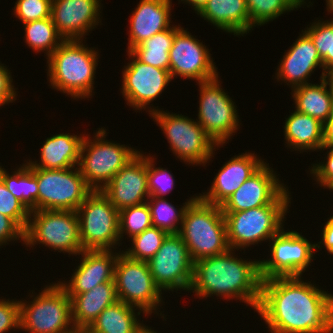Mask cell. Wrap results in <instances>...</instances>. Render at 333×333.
Listing matches in <instances>:
<instances>
[{"instance_id": "cell-2", "label": "cell", "mask_w": 333, "mask_h": 333, "mask_svg": "<svg viewBox=\"0 0 333 333\" xmlns=\"http://www.w3.org/2000/svg\"><path fill=\"white\" fill-rule=\"evenodd\" d=\"M235 249L194 262L190 294L199 299L221 297L236 299L256 311L261 292L259 260L236 256ZM240 257V258H239Z\"/></svg>"}, {"instance_id": "cell-43", "label": "cell", "mask_w": 333, "mask_h": 333, "mask_svg": "<svg viewBox=\"0 0 333 333\" xmlns=\"http://www.w3.org/2000/svg\"><path fill=\"white\" fill-rule=\"evenodd\" d=\"M20 330V304L15 299H0V333Z\"/></svg>"}, {"instance_id": "cell-30", "label": "cell", "mask_w": 333, "mask_h": 333, "mask_svg": "<svg viewBox=\"0 0 333 333\" xmlns=\"http://www.w3.org/2000/svg\"><path fill=\"white\" fill-rule=\"evenodd\" d=\"M141 313L145 317L140 309L117 301L98 315L88 333H135L143 324L138 317Z\"/></svg>"}, {"instance_id": "cell-22", "label": "cell", "mask_w": 333, "mask_h": 333, "mask_svg": "<svg viewBox=\"0 0 333 333\" xmlns=\"http://www.w3.org/2000/svg\"><path fill=\"white\" fill-rule=\"evenodd\" d=\"M115 250H84L79 254L80 263L76 265L71 279L58 281L68 295H77L92 290L98 284L114 282V269L118 255Z\"/></svg>"}, {"instance_id": "cell-21", "label": "cell", "mask_w": 333, "mask_h": 333, "mask_svg": "<svg viewBox=\"0 0 333 333\" xmlns=\"http://www.w3.org/2000/svg\"><path fill=\"white\" fill-rule=\"evenodd\" d=\"M282 57L274 78L286 83L291 90L310 83L309 77L318 66L322 70L320 79L328 76L313 40L304 30Z\"/></svg>"}, {"instance_id": "cell-3", "label": "cell", "mask_w": 333, "mask_h": 333, "mask_svg": "<svg viewBox=\"0 0 333 333\" xmlns=\"http://www.w3.org/2000/svg\"><path fill=\"white\" fill-rule=\"evenodd\" d=\"M83 40H64L46 58L49 86L76 101L89 100L94 95V78L100 57L99 51L85 45Z\"/></svg>"}, {"instance_id": "cell-11", "label": "cell", "mask_w": 333, "mask_h": 333, "mask_svg": "<svg viewBox=\"0 0 333 333\" xmlns=\"http://www.w3.org/2000/svg\"><path fill=\"white\" fill-rule=\"evenodd\" d=\"M220 76L199 82V108L196 121L216 145L221 147L240 129L238 107L221 86ZM223 88V89H222Z\"/></svg>"}, {"instance_id": "cell-45", "label": "cell", "mask_w": 333, "mask_h": 333, "mask_svg": "<svg viewBox=\"0 0 333 333\" xmlns=\"http://www.w3.org/2000/svg\"><path fill=\"white\" fill-rule=\"evenodd\" d=\"M18 240L24 244V231L11 218L0 213V247Z\"/></svg>"}, {"instance_id": "cell-38", "label": "cell", "mask_w": 333, "mask_h": 333, "mask_svg": "<svg viewBox=\"0 0 333 333\" xmlns=\"http://www.w3.org/2000/svg\"><path fill=\"white\" fill-rule=\"evenodd\" d=\"M153 226L150 209L147 202L123 208L119 211V239L120 245L123 242V236L127 239L140 234L147 228Z\"/></svg>"}, {"instance_id": "cell-19", "label": "cell", "mask_w": 333, "mask_h": 333, "mask_svg": "<svg viewBox=\"0 0 333 333\" xmlns=\"http://www.w3.org/2000/svg\"><path fill=\"white\" fill-rule=\"evenodd\" d=\"M102 0H52L51 19L64 40H82L102 24ZM101 16V18H100Z\"/></svg>"}, {"instance_id": "cell-29", "label": "cell", "mask_w": 333, "mask_h": 333, "mask_svg": "<svg viewBox=\"0 0 333 333\" xmlns=\"http://www.w3.org/2000/svg\"><path fill=\"white\" fill-rule=\"evenodd\" d=\"M282 127L287 149L318 152L324 146L323 123L312 116L294 110Z\"/></svg>"}, {"instance_id": "cell-28", "label": "cell", "mask_w": 333, "mask_h": 333, "mask_svg": "<svg viewBox=\"0 0 333 333\" xmlns=\"http://www.w3.org/2000/svg\"><path fill=\"white\" fill-rule=\"evenodd\" d=\"M290 93L296 111L312 116L323 124L333 113V76L320 79L319 84H304Z\"/></svg>"}, {"instance_id": "cell-35", "label": "cell", "mask_w": 333, "mask_h": 333, "mask_svg": "<svg viewBox=\"0 0 333 333\" xmlns=\"http://www.w3.org/2000/svg\"><path fill=\"white\" fill-rule=\"evenodd\" d=\"M194 195L182 203L181 208H175L166 198L149 197L146 201L152 218V225L165 231L168 234H179L184 212L189 203L194 199Z\"/></svg>"}, {"instance_id": "cell-5", "label": "cell", "mask_w": 333, "mask_h": 333, "mask_svg": "<svg viewBox=\"0 0 333 333\" xmlns=\"http://www.w3.org/2000/svg\"><path fill=\"white\" fill-rule=\"evenodd\" d=\"M288 189L269 205L239 212H223L230 249L242 251L251 245L268 242L283 228L292 198Z\"/></svg>"}, {"instance_id": "cell-26", "label": "cell", "mask_w": 333, "mask_h": 333, "mask_svg": "<svg viewBox=\"0 0 333 333\" xmlns=\"http://www.w3.org/2000/svg\"><path fill=\"white\" fill-rule=\"evenodd\" d=\"M197 15L234 37H241L250 32L246 0H208Z\"/></svg>"}, {"instance_id": "cell-13", "label": "cell", "mask_w": 333, "mask_h": 333, "mask_svg": "<svg viewBox=\"0 0 333 333\" xmlns=\"http://www.w3.org/2000/svg\"><path fill=\"white\" fill-rule=\"evenodd\" d=\"M268 244H270V258L259 259L262 280L302 276L315 260L313 259L316 252L315 243H311L297 231H285L283 227Z\"/></svg>"}, {"instance_id": "cell-25", "label": "cell", "mask_w": 333, "mask_h": 333, "mask_svg": "<svg viewBox=\"0 0 333 333\" xmlns=\"http://www.w3.org/2000/svg\"><path fill=\"white\" fill-rule=\"evenodd\" d=\"M85 134L59 133L45 139L38 161L25 160L29 168L46 170L67 169L78 166Z\"/></svg>"}, {"instance_id": "cell-31", "label": "cell", "mask_w": 333, "mask_h": 333, "mask_svg": "<svg viewBox=\"0 0 333 333\" xmlns=\"http://www.w3.org/2000/svg\"><path fill=\"white\" fill-rule=\"evenodd\" d=\"M182 28L172 25L169 29L156 33L151 38L133 47L130 52L141 62L169 70V51L173 45L175 34Z\"/></svg>"}, {"instance_id": "cell-12", "label": "cell", "mask_w": 333, "mask_h": 333, "mask_svg": "<svg viewBox=\"0 0 333 333\" xmlns=\"http://www.w3.org/2000/svg\"><path fill=\"white\" fill-rule=\"evenodd\" d=\"M76 211L84 250L118 251L119 211L101 191L93 190Z\"/></svg>"}, {"instance_id": "cell-17", "label": "cell", "mask_w": 333, "mask_h": 333, "mask_svg": "<svg viewBox=\"0 0 333 333\" xmlns=\"http://www.w3.org/2000/svg\"><path fill=\"white\" fill-rule=\"evenodd\" d=\"M183 27L175 34L169 51V72L172 80L178 77L196 83L219 75L210 49Z\"/></svg>"}, {"instance_id": "cell-14", "label": "cell", "mask_w": 333, "mask_h": 333, "mask_svg": "<svg viewBox=\"0 0 333 333\" xmlns=\"http://www.w3.org/2000/svg\"><path fill=\"white\" fill-rule=\"evenodd\" d=\"M29 169L37 177L38 210L76 211L93 191L86 184L78 166L55 170Z\"/></svg>"}, {"instance_id": "cell-50", "label": "cell", "mask_w": 333, "mask_h": 333, "mask_svg": "<svg viewBox=\"0 0 333 333\" xmlns=\"http://www.w3.org/2000/svg\"><path fill=\"white\" fill-rule=\"evenodd\" d=\"M326 9L328 13L333 14V0H326Z\"/></svg>"}, {"instance_id": "cell-15", "label": "cell", "mask_w": 333, "mask_h": 333, "mask_svg": "<svg viewBox=\"0 0 333 333\" xmlns=\"http://www.w3.org/2000/svg\"><path fill=\"white\" fill-rule=\"evenodd\" d=\"M130 59L122 69V93L126 105L133 110L146 111L151 114L160 108L152 103L165 91L172 81L169 70L160 69L139 61L130 51ZM152 105V106H151Z\"/></svg>"}, {"instance_id": "cell-7", "label": "cell", "mask_w": 333, "mask_h": 333, "mask_svg": "<svg viewBox=\"0 0 333 333\" xmlns=\"http://www.w3.org/2000/svg\"><path fill=\"white\" fill-rule=\"evenodd\" d=\"M157 126L166 137L170 151L187 165L206 167L214 157L217 148L200 124L188 116L159 109L151 113Z\"/></svg>"}, {"instance_id": "cell-23", "label": "cell", "mask_w": 333, "mask_h": 333, "mask_svg": "<svg viewBox=\"0 0 333 333\" xmlns=\"http://www.w3.org/2000/svg\"><path fill=\"white\" fill-rule=\"evenodd\" d=\"M255 153H239L218 170L207 192L199 197L210 204L221 206L239 187L251 177L265 162Z\"/></svg>"}, {"instance_id": "cell-49", "label": "cell", "mask_w": 333, "mask_h": 333, "mask_svg": "<svg viewBox=\"0 0 333 333\" xmlns=\"http://www.w3.org/2000/svg\"><path fill=\"white\" fill-rule=\"evenodd\" d=\"M154 328L146 326L144 323L135 333H158V331L153 330Z\"/></svg>"}, {"instance_id": "cell-24", "label": "cell", "mask_w": 333, "mask_h": 333, "mask_svg": "<svg viewBox=\"0 0 333 333\" xmlns=\"http://www.w3.org/2000/svg\"><path fill=\"white\" fill-rule=\"evenodd\" d=\"M172 0H140L129 16V35L126 52L151 38L156 33L169 29Z\"/></svg>"}, {"instance_id": "cell-46", "label": "cell", "mask_w": 333, "mask_h": 333, "mask_svg": "<svg viewBox=\"0 0 333 333\" xmlns=\"http://www.w3.org/2000/svg\"><path fill=\"white\" fill-rule=\"evenodd\" d=\"M322 228L321 240L315 243L316 252L317 250L325 249L329 255L333 254V215L327 219Z\"/></svg>"}, {"instance_id": "cell-20", "label": "cell", "mask_w": 333, "mask_h": 333, "mask_svg": "<svg viewBox=\"0 0 333 333\" xmlns=\"http://www.w3.org/2000/svg\"><path fill=\"white\" fill-rule=\"evenodd\" d=\"M287 186L269 163H264L221 206L222 212H239L271 204Z\"/></svg>"}, {"instance_id": "cell-32", "label": "cell", "mask_w": 333, "mask_h": 333, "mask_svg": "<svg viewBox=\"0 0 333 333\" xmlns=\"http://www.w3.org/2000/svg\"><path fill=\"white\" fill-rule=\"evenodd\" d=\"M15 169L8 173L9 171L0 165V179L7 190L19 199L29 211H37L39 191L37 177L29 169L27 163H23Z\"/></svg>"}, {"instance_id": "cell-6", "label": "cell", "mask_w": 333, "mask_h": 333, "mask_svg": "<svg viewBox=\"0 0 333 333\" xmlns=\"http://www.w3.org/2000/svg\"><path fill=\"white\" fill-rule=\"evenodd\" d=\"M49 284L39 294L35 290L30 291L28 297L33 298L32 301L29 298L28 301L19 300L20 330L29 333H68L75 328L70 297L58 282Z\"/></svg>"}, {"instance_id": "cell-51", "label": "cell", "mask_w": 333, "mask_h": 333, "mask_svg": "<svg viewBox=\"0 0 333 333\" xmlns=\"http://www.w3.org/2000/svg\"><path fill=\"white\" fill-rule=\"evenodd\" d=\"M68 333H86V329L74 328Z\"/></svg>"}, {"instance_id": "cell-37", "label": "cell", "mask_w": 333, "mask_h": 333, "mask_svg": "<svg viewBox=\"0 0 333 333\" xmlns=\"http://www.w3.org/2000/svg\"><path fill=\"white\" fill-rule=\"evenodd\" d=\"M305 28L304 31L313 40L322 59L325 73L333 76V18L325 21L323 18L318 21L314 20L309 27Z\"/></svg>"}, {"instance_id": "cell-10", "label": "cell", "mask_w": 333, "mask_h": 333, "mask_svg": "<svg viewBox=\"0 0 333 333\" xmlns=\"http://www.w3.org/2000/svg\"><path fill=\"white\" fill-rule=\"evenodd\" d=\"M114 282L118 301L140 309L146 316L160 314L164 321L167 315L158 310L164 292L156 286L147 262L130 259L121 252L115 263Z\"/></svg>"}, {"instance_id": "cell-39", "label": "cell", "mask_w": 333, "mask_h": 333, "mask_svg": "<svg viewBox=\"0 0 333 333\" xmlns=\"http://www.w3.org/2000/svg\"><path fill=\"white\" fill-rule=\"evenodd\" d=\"M155 156L147 155L148 192L150 197L165 198L174 188L173 173L163 167H155Z\"/></svg>"}, {"instance_id": "cell-9", "label": "cell", "mask_w": 333, "mask_h": 333, "mask_svg": "<svg viewBox=\"0 0 333 333\" xmlns=\"http://www.w3.org/2000/svg\"><path fill=\"white\" fill-rule=\"evenodd\" d=\"M24 244L32 248L42 244L51 251L77 256L84 251L80 240L77 211L37 210L30 211L24 232Z\"/></svg>"}, {"instance_id": "cell-4", "label": "cell", "mask_w": 333, "mask_h": 333, "mask_svg": "<svg viewBox=\"0 0 333 333\" xmlns=\"http://www.w3.org/2000/svg\"><path fill=\"white\" fill-rule=\"evenodd\" d=\"M193 262L227 252V227L220 206L207 203L195 194L187 206L179 232Z\"/></svg>"}, {"instance_id": "cell-36", "label": "cell", "mask_w": 333, "mask_h": 333, "mask_svg": "<svg viewBox=\"0 0 333 333\" xmlns=\"http://www.w3.org/2000/svg\"><path fill=\"white\" fill-rule=\"evenodd\" d=\"M169 234L165 231L151 226L138 235L133 236L131 247L122 253L128 258L148 262L160 249L164 240Z\"/></svg>"}, {"instance_id": "cell-18", "label": "cell", "mask_w": 333, "mask_h": 333, "mask_svg": "<svg viewBox=\"0 0 333 333\" xmlns=\"http://www.w3.org/2000/svg\"><path fill=\"white\" fill-rule=\"evenodd\" d=\"M139 152L119 170L101 190L111 204L120 211L123 208L145 203L148 192L147 155Z\"/></svg>"}, {"instance_id": "cell-16", "label": "cell", "mask_w": 333, "mask_h": 333, "mask_svg": "<svg viewBox=\"0 0 333 333\" xmlns=\"http://www.w3.org/2000/svg\"><path fill=\"white\" fill-rule=\"evenodd\" d=\"M156 286L162 291H188L193 266L186 244L179 234H169L157 253L147 262Z\"/></svg>"}, {"instance_id": "cell-47", "label": "cell", "mask_w": 333, "mask_h": 333, "mask_svg": "<svg viewBox=\"0 0 333 333\" xmlns=\"http://www.w3.org/2000/svg\"><path fill=\"white\" fill-rule=\"evenodd\" d=\"M323 127L324 146H333V113L328 117Z\"/></svg>"}, {"instance_id": "cell-48", "label": "cell", "mask_w": 333, "mask_h": 333, "mask_svg": "<svg viewBox=\"0 0 333 333\" xmlns=\"http://www.w3.org/2000/svg\"><path fill=\"white\" fill-rule=\"evenodd\" d=\"M179 2H183L184 4H188L191 6L192 10L195 11V14L199 13L202 8L206 5L208 0H179Z\"/></svg>"}, {"instance_id": "cell-33", "label": "cell", "mask_w": 333, "mask_h": 333, "mask_svg": "<svg viewBox=\"0 0 333 333\" xmlns=\"http://www.w3.org/2000/svg\"><path fill=\"white\" fill-rule=\"evenodd\" d=\"M26 45L36 53L44 52L48 58L64 41L58 34L51 17L23 23Z\"/></svg>"}, {"instance_id": "cell-8", "label": "cell", "mask_w": 333, "mask_h": 333, "mask_svg": "<svg viewBox=\"0 0 333 333\" xmlns=\"http://www.w3.org/2000/svg\"><path fill=\"white\" fill-rule=\"evenodd\" d=\"M106 131L101 127L94 132V137L85 135L78 163L86 184L97 191H101L140 152L134 147L107 140Z\"/></svg>"}, {"instance_id": "cell-27", "label": "cell", "mask_w": 333, "mask_h": 333, "mask_svg": "<svg viewBox=\"0 0 333 333\" xmlns=\"http://www.w3.org/2000/svg\"><path fill=\"white\" fill-rule=\"evenodd\" d=\"M68 296L73 325L80 329H88L106 307L118 301L115 282L98 284L90 291Z\"/></svg>"}, {"instance_id": "cell-40", "label": "cell", "mask_w": 333, "mask_h": 333, "mask_svg": "<svg viewBox=\"0 0 333 333\" xmlns=\"http://www.w3.org/2000/svg\"><path fill=\"white\" fill-rule=\"evenodd\" d=\"M0 213L11 218L24 232L27 229L30 211L11 194L0 179Z\"/></svg>"}, {"instance_id": "cell-42", "label": "cell", "mask_w": 333, "mask_h": 333, "mask_svg": "<svg viewBox=\"0 0 333 333\" xmlns=\"http://www.w3.org/2000/svg\"><path fill=\"white\" fill-rule=\"evenodd\" d=\"M327 150V156L321 160L323 162H317L312 164L310 169V174L312 179L319 184L320 187L323 186V189L333 190V146H323L319 151ZM329 150V151H328ZM326 160V161H325Z\"/></svg>"}, {"instance_id": "cell-41", "label": "cell", "mask_w": 333, "mask_h": 333, "mask_svg": "<svg viewBox=\"0 0 333 333\" xmlns=\"http://www.w3.org/2000/svg\"><path fill=\"white\" fill-rule=\"evenodd\" d=\"M52 0H17L13 14L22 23L51 17Z\"/></svg>"}, {"instance_id": "cell-1", "label": "cell", "mask_w": 333, "mask_h": 333, "mask_svg": "<svg viewBox=\"0 0 333 333\" xmlns=\"http://www.w3.org/2000/svg\"><path fill=\"white\" fill-rule=\"evenodd\" d=\"M303 278L262 280L256 312L270 333H333V293Z\"/></svg>"}, {"instance_id": "cell-34", "label": "cell", "mask_w": 333, "mask_h": 333, "mask_svg": "<svg viewBox=\"0 0 333 333\" xmlns=\"http://www.w3.org/2000/svg\"><path fill=\"white\" fill-rule=\"evenodd\" d=\"M309 0H246L249 16L250 31L257 26L267 24L283 13L291 12L300 7H310L312 4ZM303 5V6H302Z\"/></svg>"}, {"instance_id": "cell-44", "label": "cell", "mask_w": 333, "mask_h": 333, "mask_svg": "<svg viewBox=\"0 0 333 333\" xmlns=\"http://www.w3.org/2000/svg\"><path fill=\"white\" fill-rule=\"evenodd\" d=\"M11 71L0 61V108L17 100L18 88H14Z\"/></svg>"}]
</instances>
